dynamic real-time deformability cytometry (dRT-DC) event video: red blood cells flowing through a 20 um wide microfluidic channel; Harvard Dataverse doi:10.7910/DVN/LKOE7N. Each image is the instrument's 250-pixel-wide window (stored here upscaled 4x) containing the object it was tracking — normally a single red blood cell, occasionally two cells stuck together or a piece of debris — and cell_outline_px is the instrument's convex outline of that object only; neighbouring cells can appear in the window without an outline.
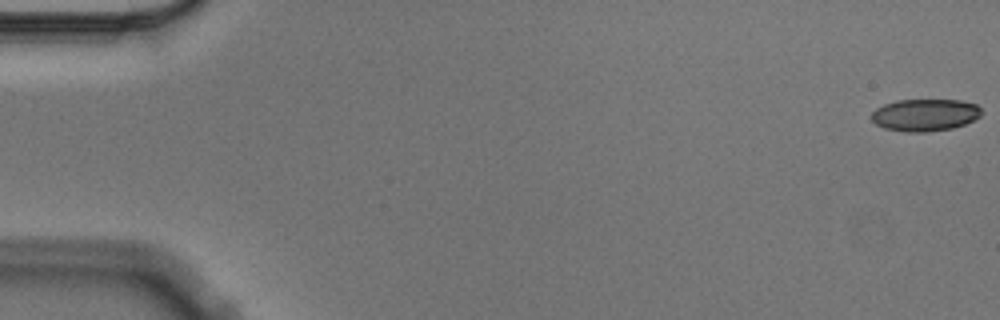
{"species": "Egyptian fruit bat (a non-hibernating species)", "species_latin": "Rousettus aegyptiacus", "temperature_condition": "cold", "stored_images_in_passage": 4, "camera_frame_rate_fps": 3000, "um_per_image_px": 0.085, "animal": {"sex": "male"}, "frame": {"image": 1, "passage_image": 1, "time_ms": 0.0, "image_size_px": [1000, 320], "cell_outline_px": [[984, 112], [980, 116], [964, 124], [952, 128], [928, 132], [904, 132], [884, 128], [876, 124], [872, 120], [872, 112], [876, 108], [884, 104], [896, 100], [960, 100], [976, 104]], "centroid_in_image_um": [78.62, 9.77], "position_along_channel_um": 6.4, "area_um2": 20.69}}
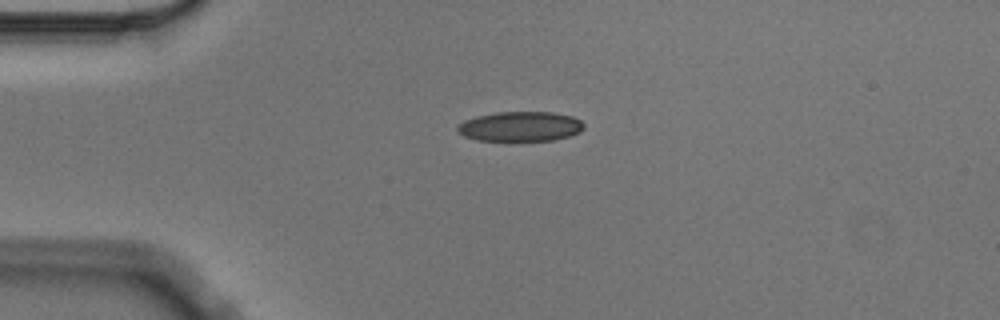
{"frame": {"image": 2, "passage_image": 4, "time_ms": 1.0, "image_size_px": [1000, 320], "cell_outline_px": [[584, 128], [580, 132], [572, 136], [552, 140], [476, 140], [464, 136], [456, 132], [456, 128], [464, 120], [476, 116], [496, 112], [552, 112], [572, 116], [580, 120], [584, 124]], "centroid_in_image_um": [44.23, 10.74], "position_along_channel_um": 40.8, "area_um2": 22.02}}